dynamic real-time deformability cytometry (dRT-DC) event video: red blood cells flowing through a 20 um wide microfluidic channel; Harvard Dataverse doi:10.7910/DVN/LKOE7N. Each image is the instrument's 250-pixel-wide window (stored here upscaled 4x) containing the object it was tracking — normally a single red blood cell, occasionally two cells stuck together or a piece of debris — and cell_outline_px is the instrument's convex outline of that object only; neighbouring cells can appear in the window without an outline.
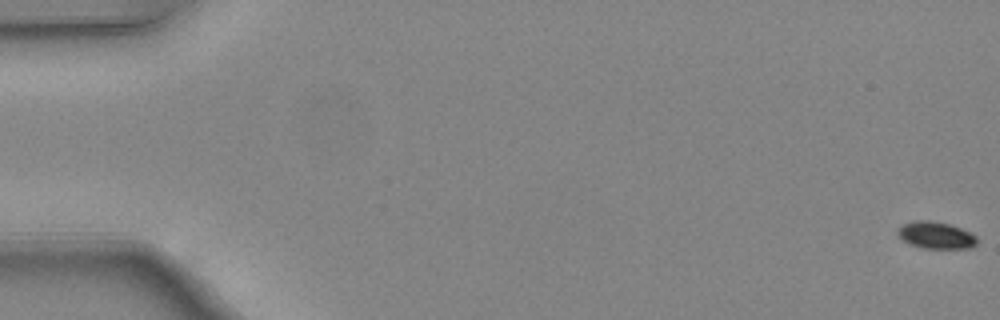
{"species": "common noctule bat (a hibernating species)", "species_latin": "Nyctalus noctula", "temperature_condition": "warm", "stored_images_in_passage": 22, "camera_frame_rate_fps": 3000, "um_per_image_px": 0.085, "animal": {"sex": "female", "body_mass_g": 24.6, "forearm_length_mm": 56.2}, "frame": {"image": 1, "passage_image": 1, "time_ms": 0.0, "image_size_px": [1000, 320], "cell_outline_px": [[976, 244], [972, 248], [924, 248], [908, 244], [896, 232], [896, 228], [912, 220], [928, 220], [948, 224], [960, 228], [976, 236]], "centroid_in_image_um": [79.51, 19.99], "position_along_channel_um": 5.5, "area_um2": 12.37}}
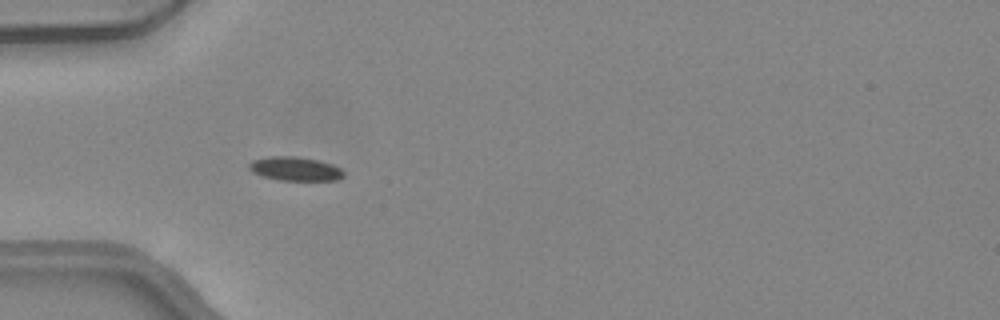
{"frame": {"image": 2, "passage_image": 16, "time_ms": 5.0, "image_size_px": [1000, 320], "cell_outline_px": [[344, 176], [336, 180], [280, 180], [264, 176], [252, 172], [248, 168], [248, 164], [252, 160], [268, 156], [296, 156], [316, 160], [332, 164], [340, 168], [344, 172]], "centroid_in_image_um": [25.07, 14.34], "position_along_channel_um": 59.9, "area_um2": 13.12}}
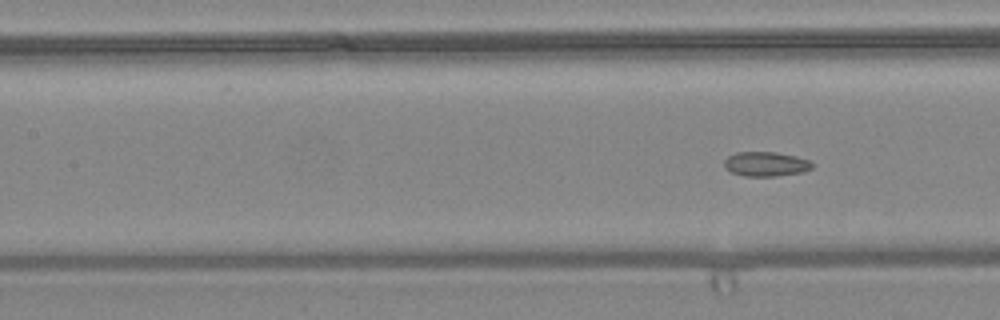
{"frame": {"image": 3, "passage_image": 22, "time_ms": 7.0, "image_size_px": [1000, 320], "cell_outline_px": [[816, 164], [812, 168], [804, 172], [776, 176], [744, 176], [728, 172], [724, 168], [724, 160], [728, 156], [736, 152], [776, 152], [796, 156], [812, 160]], "centroid_in_image_um": [65.12, 13.94], "position_along_channel_um": 142.3, "area_um2": 12.95}}